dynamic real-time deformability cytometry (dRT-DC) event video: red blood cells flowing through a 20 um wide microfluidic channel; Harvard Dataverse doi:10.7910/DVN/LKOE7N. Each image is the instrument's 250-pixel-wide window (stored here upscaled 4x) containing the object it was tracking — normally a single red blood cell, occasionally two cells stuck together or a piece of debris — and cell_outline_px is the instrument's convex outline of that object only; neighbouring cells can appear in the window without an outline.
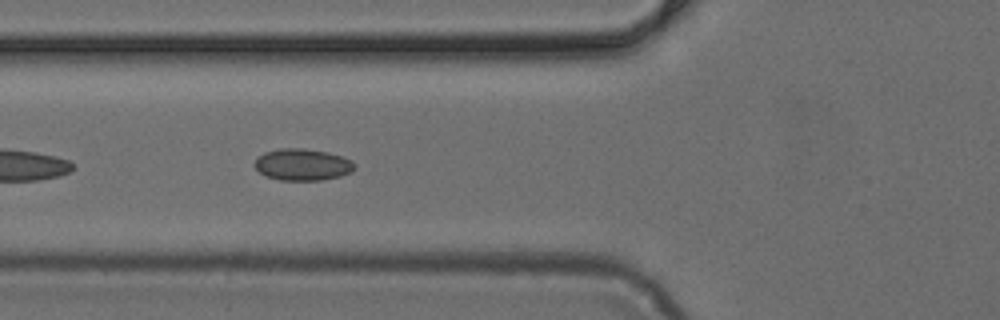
{"species": "common noctule bat (a hibernating species)", "species_latin": "Nyctalus noctula", "temperature_condition": "cold", "stored_images_in_passage": 5, "camera_frame_rate_fps": 3000, "um_per_image_px": 0.085, "animal": {"sex": "female", "body_mass_g": 24.6, "forearm_length_mm": 56.2}, "frame": {"image": 1, "passage_image": 5, "time_ms": 1.333, "image_size_px": [1000, 320], "cell_outline_px": [[356, 168], [352, 172], [340, 176], [320, 180], [280, 180], [264, 176], [252, 164], [256, 156], [264, 152], [280, 148], [304, 148], [328, 152], [352, 160], [356, 164]], "centroid_in_image_um": [25.69, 13.98], "position_along_channel_um": 100.1, "area_um2": 18.79}}